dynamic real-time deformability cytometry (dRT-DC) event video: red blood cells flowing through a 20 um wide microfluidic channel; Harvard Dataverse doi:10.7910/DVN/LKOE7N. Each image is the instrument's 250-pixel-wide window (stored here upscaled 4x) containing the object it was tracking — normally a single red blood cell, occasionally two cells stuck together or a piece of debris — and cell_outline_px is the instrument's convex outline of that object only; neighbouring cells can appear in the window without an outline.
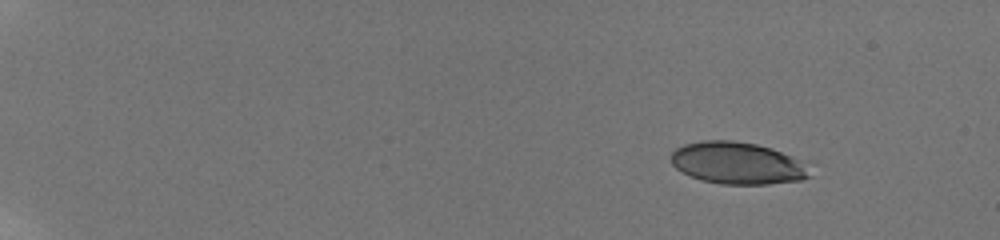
{"species": "human", "species_latin": "Homo sapiens", "temperature_condition": "room temperature", "stored_images_in_passage": 14, "camera_frame_rate_fps": 3000, "um_per_image_px": 0.085, "donor": {"sex": "male"}, "frame": {"image": 1, "passage_image": 3, "time_ms": 1.333, "image_size_px": [1000, 240], "cell_outline_px": [[812, 176], [800, 180], [768, 184], [720, 184], [704, 180], [692, 176], [676, 168], [672, 164], [672, 152], [676, 148], [684, 144], [704, 140], [732, 140], [756, 144], [772, 148], [792, 156]], "centroid_in_image_um": [62.64, 13.86], "position_along_channel_um": 22.4, "area_um2": 33.41}}
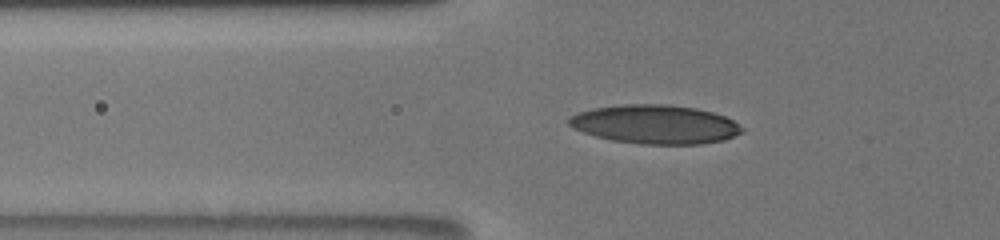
{"frame": {"image": 2, "passage_image": 11, "time_ms": 6.667, "image_size_px": [1000, 240], "cell_outline_px": [[744, 132], [724, 140], [700, 144], [640, 144], [612, 140], [596, 136], [572, 128], [568, 124], [568, 120], [572, 116], [580, 112], [592, 108], [624, 104], [668, 104], [696, 108], [712, 112], [724, 116], [732, 120], [744, 128]], "centroid_in_image_um": [55.71, 10.57], "position_along_channel_um": 70.1, "area_um2": 39.19}}
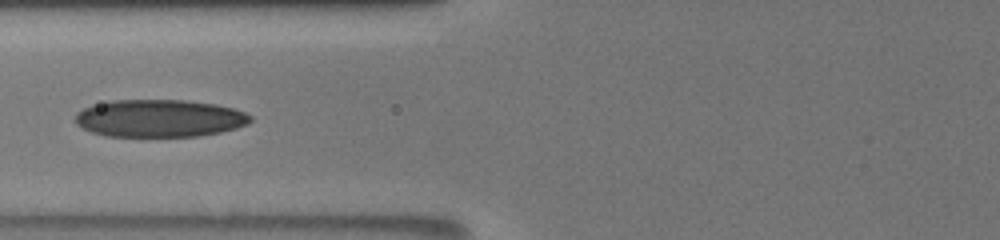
{"frame": {"image": 3, "passage_image": 13, "time_ms": 8.0, "image_size_px": [1000, 240], "cell_outline_px": [[252, 120], [248, 124], [236, 128], [220, 132], [196, 136], [104, 136], [92, 132], [76, 124], [76, 112], [92, 104], [108, 100], [184, 100], [216, 104], [232, 108], [244, 112], [252, 116]], "centroid_in_image_um": [13.54, 10.05], "position_along_channel_um": 112.3, "area_um2": 38.38}}